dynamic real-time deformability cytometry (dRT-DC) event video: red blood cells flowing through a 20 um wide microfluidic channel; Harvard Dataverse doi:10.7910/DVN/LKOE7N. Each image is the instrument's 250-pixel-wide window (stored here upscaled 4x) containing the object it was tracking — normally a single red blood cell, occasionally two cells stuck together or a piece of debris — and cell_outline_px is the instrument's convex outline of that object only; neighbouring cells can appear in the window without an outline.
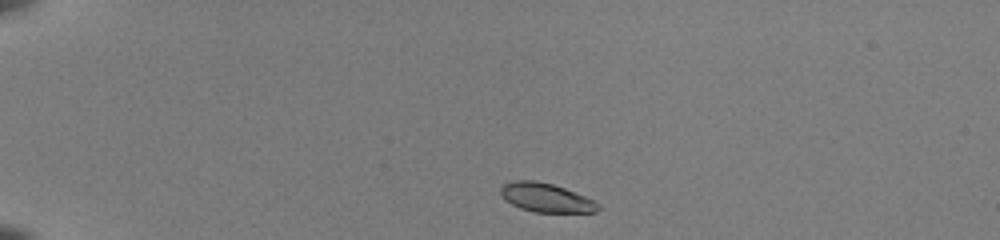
{"species": "common noctule bat (a hibernating species)", "species_latin": "Nyctalus noctula", "temperature_condition": "room temperature", "stored_images_in_passage": 41, "camera_frame_rate_fps": 3000, "um_per_image_px": 0.085, "animal": {"sex": "female", "body_mass_g": 22.0, "forearm_length_mm": 56.7}, "frame": {"image": 1, "passage_image": 1, "time_ms": 0.0, "image_size_px": [1000, 240], "cell_outline_px": [[600, 208], [596, 212], [536, 212], [520, 208], [504, 200], [500, 192], [500, 188], [504, 184], [512, 180], [536, 180], [552, 184], [564, 188], [584, 196], [600, 204]], "centroid_in_image_um": [46.38, 16.79], "position_along_channel_um": 38.6, "area_um2": 16.36}}
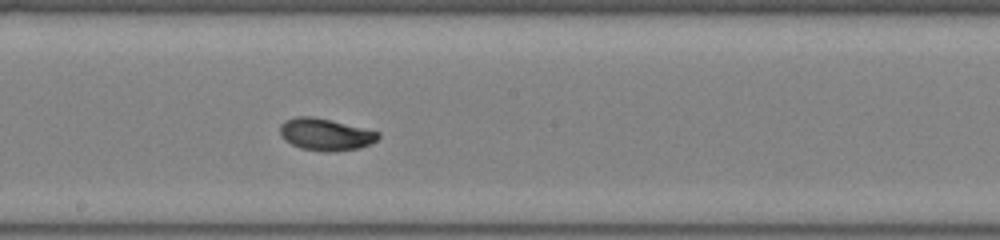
{"frame": {"image": 2, "passage_image": 20, "time_ms": 6.333, "image_size_px": [1000, 240], "cell_outline_px": [[380, 136], [372, 144], [360, 148], [328, 152], [300, 148], [284, 140], [280, 136], [280, 124], [284, 120], [296, 116], [312, 116], [380, 132]], "centroid_in_image_um": [27.64, 11.43], "position_along_channel_um": 220.6, "area_um2": 18.32}}
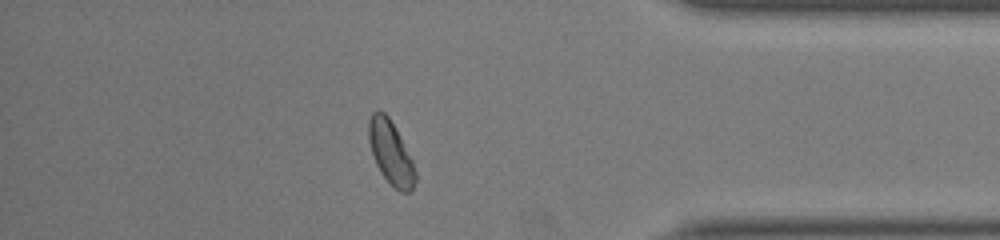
{"frame": {"image": 3, "passage_image": 35, "time_ms": 11.333, "image_size_px": [1000, 240], "cell_outline_px": [[416, 180], [412, 192], [400, 192], [380, 172], [376, 164], [368, 140], [368, 120], [372, 112], [376, 108], [384, 112], [388, 116], [400, 136], [412, 160], [416, 172]], "centroid_in_image_um": [33.21, 12.95], "position_along_channel_um": 402.0, "area_um2": 17.22}, "authors_computed_cell_mechanics": {"area_um2": 17.5134, "velocity_mm_per_s": 3.9698, "shape_relaxation_time_tau1_ms": 2.8327, "shape_relaxation_time_tau2_ms": 1.1895, "deformation_change_tau1": 0.1159, "deformation_change_tau2": 0.0443}}